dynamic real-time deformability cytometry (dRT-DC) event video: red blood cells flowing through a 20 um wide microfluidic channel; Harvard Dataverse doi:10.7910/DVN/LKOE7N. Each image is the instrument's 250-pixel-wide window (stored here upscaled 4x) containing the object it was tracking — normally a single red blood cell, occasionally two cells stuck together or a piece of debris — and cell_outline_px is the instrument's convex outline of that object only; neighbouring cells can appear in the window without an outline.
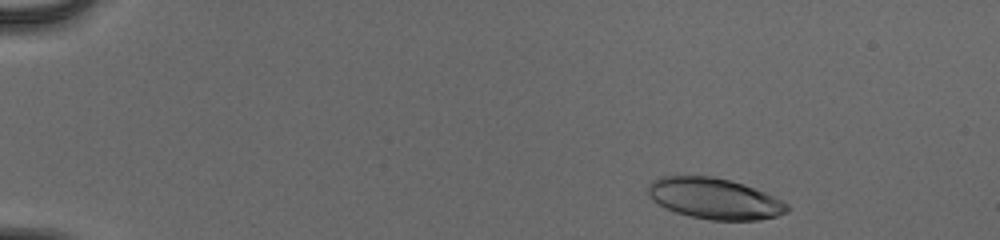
{"species": "human", "species_latin": "Homo sapiens", "temperature_condition": "cold", "stored_images_in_passage": 48, "camera_frame_rate_fps": 3000, "um_per_image_px": 0.085, "donor": {"sex": "male"}, "frame": {"image": 1, "passage_image": 3, "time_ms": 0.667, "image_size_px": [1000, 240], "cell_outline_px": [[788, 212], [776, 216], [760, 220], [708, 220], [688, 216], [676, 212], [652, 200], [648, 196], [648, 184], [652, 180], [660, 176], [712, 176], [744, 184], [764, 192], [788, 204]], "centroid_in_image_um": [60.71, 16.88], "position_along_channel_um": 24.3, "area_um2": 33.12}}
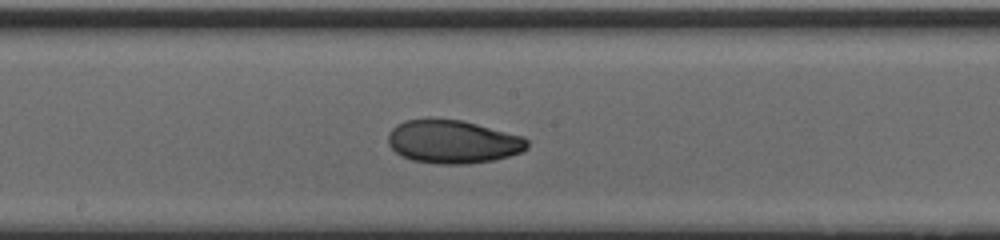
{"frame": {"image": 2, "passage_image": 26, "time_ms": 8.333, "image_size_px": [1000, 240], "cell_outline_px": [[528, 148], [520, 152], [508, 156], [492, 160], [468, 164], [440, 164], [412, 160], [396, 152], [388, 144], [388, 132], [396, 124], [404, 120], [428, 116], [464, 120], [524, 136], [528, 140]], "centroid_in_image_um": [38.47, 12.0], "position_along_channel_um": 209.7, "area_um2": 35.84}}
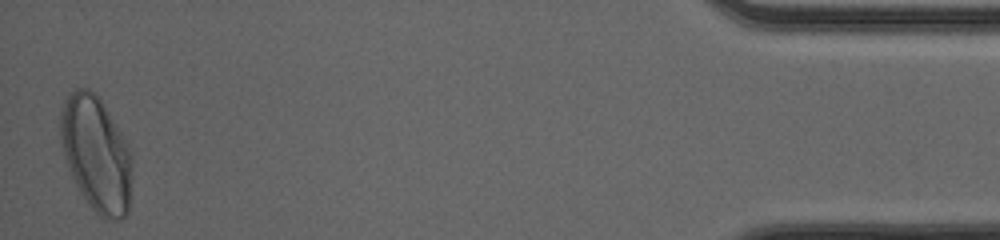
{"frame": {"image": 3, "passage_image": 48, "time_ms": 15.667, "image_size_px": [1000, 240], "cell_outline_px": [[132, 164], [128, 212], [120, 220], [104, 220], [88, 204], [80, 192], [68, 168], [60, 140], [60, 112], [64, 100], [68, 92], [76, 88], [88, 88], [100, 96], [116, 124], [132, 156]], "centroid_in_image_um": [8.16, 13.05], "position_along_channel_um": 427.0, "area_um2": 48.26}, "authors_computed_cell_mechanics": {"area_um2": 34.9979, "velocity_mm_per_s": 3.9827, "shape_relaxation_time_tau1_ms": 4.6027, "shape_relaxation_time_tau2_ms": 1.6664, "deformation_change_tau1": 0.1756, "deformation_change_tau2": 0.0569}}